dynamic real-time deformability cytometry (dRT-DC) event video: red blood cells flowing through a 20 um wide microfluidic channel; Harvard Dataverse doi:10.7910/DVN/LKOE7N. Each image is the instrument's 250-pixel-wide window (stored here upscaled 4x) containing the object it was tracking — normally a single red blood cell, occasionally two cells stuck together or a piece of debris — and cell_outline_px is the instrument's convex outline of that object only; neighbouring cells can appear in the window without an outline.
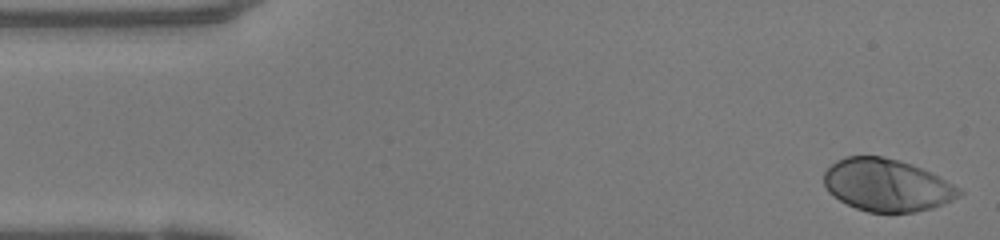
{"species": "human", "species_latin": "Homo sapiens", "temperature_condition": "warm", "stored_images_in_passage": 49, "camera_frame_rate_fps": 3000, "um_per_image_px": 0.085, "donor": {"sex": "female"}, "frame": {"image": 1, "passage_image": 1, "time_ms": 0.0, "image_size_px": [1000, 240], "cell_outline_px": [[964, 192], [960, 196], [952, 200], [932, 208], [916, 212], [868, 212], [856, 208], [840, 200], [828, 192], [824, 184], [824, 172], [836, 160], [844, 156], [880, 156], [900, 160], [912, 164], [940, 176], [960, 188]], "centroid_in_image_um": [75.39, 15.73], "position_along_channel_um": 9.6, "area_um2": 41.38}}
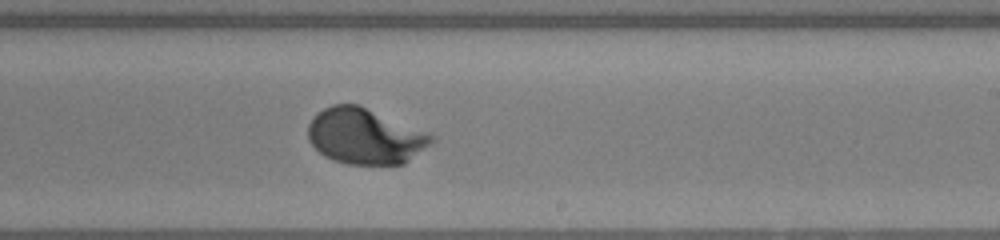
{"frame": {"image": 2, "passage_image": 28, "time_ms": 9.0, "image_size_px": [1000, 240], "cell_outline_px": [[436, 140], [404, 164], [348, 164], [324, 156], [308, 140], [308, 124], [316, 112], [332, 104], [360, 104], [428, 132], [436, 136]], "centroid_in_image_um": [31.04, 11.56], "position_along_channel_um": 258.0, "area_um2": 40.29}}
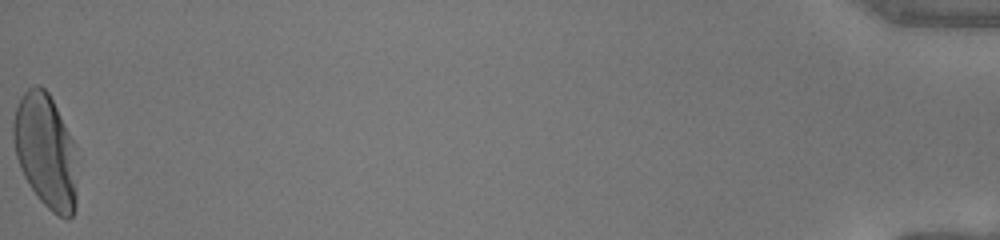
{"frame": {"image": 3, "passage_image": 49, "time_ms": 16.0, "image_size_px": [1000, 240], "cell_outline_px": [[76, 208], [72, 216], [68, 220], [52, 212], [36, 196], [28, 184], [20, 168], [16, 156], [12, 136], [12, 124], [16, 108], [24, 92], [28, 88], [36, 84], [40, 84], [48, 92], [76, 148]], "centroid_in_image_um": [3.87, 12.87], "position_along_channel_um": 431.3, "area_um2": 42.54}, "authors_computed_cell_mechanics": {"area_um2": 40.0554, "velocity_mm_per_s": 4.0564, "shape_relaxation_time_tau1_ms": 2.8579, "shape_relaxation_time_tau2_ms": null, "deformation_change_tau1": 0.216, "deformation_change_tau2": null}}